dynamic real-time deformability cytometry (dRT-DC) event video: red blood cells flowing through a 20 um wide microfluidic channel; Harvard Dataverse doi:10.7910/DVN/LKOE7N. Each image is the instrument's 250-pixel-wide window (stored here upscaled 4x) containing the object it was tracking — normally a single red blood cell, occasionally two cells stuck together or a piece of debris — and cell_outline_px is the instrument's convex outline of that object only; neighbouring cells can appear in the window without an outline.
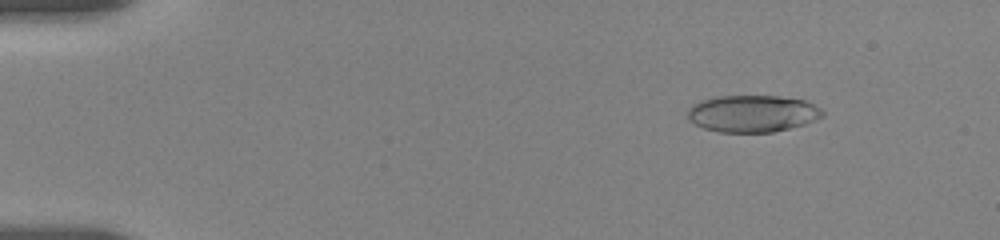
{"species": "human", "species_latin": "Homo sapiens", "temperature_condition": "room temperature", "stored_images_in_passage": 14, "camera_frame_rate_fps": 3000, "um_per_image_px": 0.085, "donor": {"sex": "female"}, "frame": {"image": 1, "passage_image": 4, "time_ms": 2.0, "image_size_px": [1000, 240], "cell_outline_px": [[824, 116], [816, 120], [804, 124], [772, 132], [716, 132], [704, 128], [688, 120], [688, 108], [692, 104], [700, 100], [712, 96], [780, 96], [804, 100], [820, 108], [824, 112]], "centroid_in_image_um": [63.93, 9.65], "position_along_channel_um": 21.1, "area_um2": 29.19}}
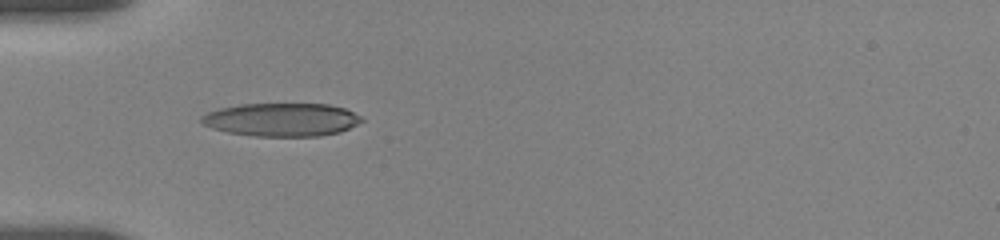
{"frame": {"image": 2, "passage_image": 11, "time_ms": 5.667, "image_size_px": [1000, 240], "cell_outline_px": [[364, 120], [340, 132], [320, 136], [256, 136], [228, 132], [212, 128], [204, 124], [200, 120], [200, 116], [208, 112], [220, 108], [240, 104], [328, 104], [344, 108], [360, 116]], "centroid_in_image_um": [23.92, 10.17], "position_along_channel_um": 61.1, "area_um2": 30.87}}
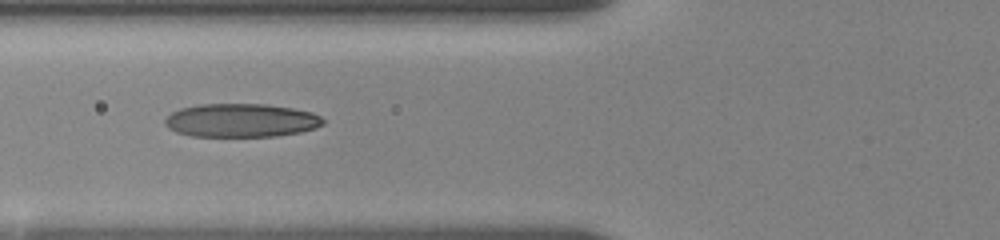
{"frame": {"image": 3, "passage_image": 13, "time_ms": 7.0, "image_size_px": [1000, 240], "cell_outline_px": [[324, 124], [316, 128], [300, 132], [276, 136], [192, 136], [176, 132], [168, 128], [164, 124], [164, 120], [172, 112], [180, 108], [200, 104], [268, 104], [292, 108], [312, 112], [320, 116], [324, 120]], "centroid_in_image_um": [20.5, 10.23], "position_along_channel_um": 105.3, "area_um2": 30.98}}